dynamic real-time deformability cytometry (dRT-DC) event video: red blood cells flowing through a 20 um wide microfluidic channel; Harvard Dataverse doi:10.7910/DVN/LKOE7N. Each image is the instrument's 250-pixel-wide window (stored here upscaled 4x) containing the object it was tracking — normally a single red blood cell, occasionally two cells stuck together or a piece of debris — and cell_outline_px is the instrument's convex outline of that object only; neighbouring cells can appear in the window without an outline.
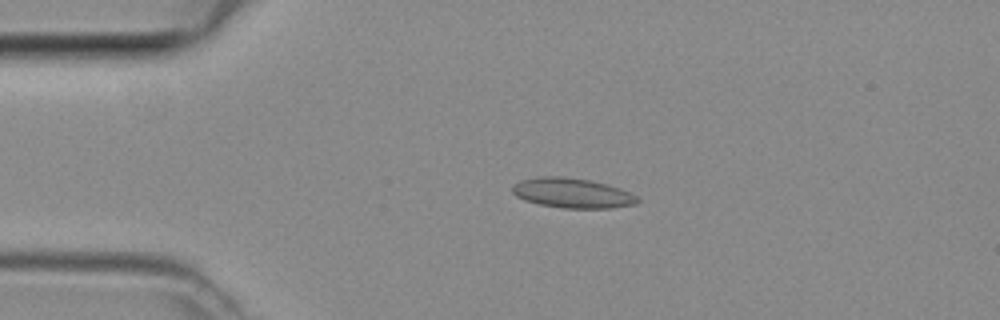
{"species": "common noctule bat (a hibernating species)", "species_latin": "Nyctalus noctula", "temperature_condition": "room temperature", "stored_images_in_passage": 5, "camera_frame_rate_fps": 3000, "um_per_image_px": 0.085, "animal": {"sex": "female", "body_mass_g": 29.2, "forearm_length_mm": 56.3}, "frame": {"image": 1, "passage_image": 3, "time_ms": 0.667, "image_size_px": [1000, 320], "cell_outline_px": [[640, 200], [636, 204], [612, 208], [564, 208], [540, 204], [524, 200], [516, 196], [512, 192], [512, 188], [520, 180], [536, 176], [564, 176], [588, 180], [620, 188], [636, 196]], "centroid_in_image_um": [48.62, 16.41], "position_along_channel_um": 36.4, "area_um2": 21.68}}
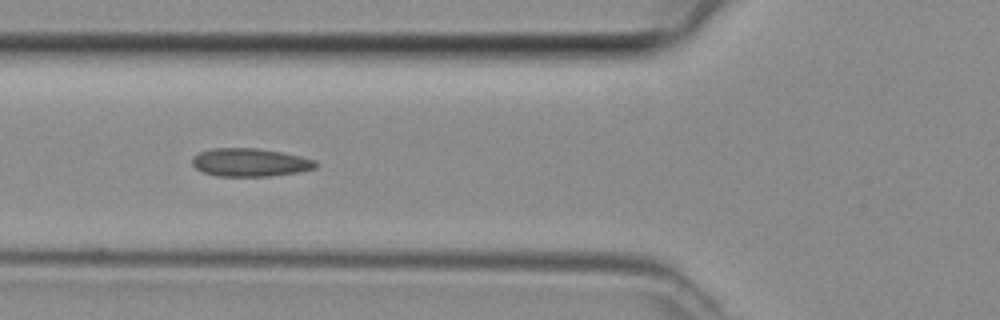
{"frame": {"image": 2, "passage_image": 5, "time_ms": 1.333, "image_size_px": [1000, 320], "cell_outline_px": [[320, 164], [316, 168], [300, 172], [268, 176], [216, 176], [204, 172], [196, 168], [192, 164], [192, 156], [200, 152], [212, 148], [256, 148], [280, 152], [300, 156], [316, 160]], "centroid_in_image_um": [21.28, 13.81], "position_along_channel_um": 104.5, "area_um2": 20.35}}